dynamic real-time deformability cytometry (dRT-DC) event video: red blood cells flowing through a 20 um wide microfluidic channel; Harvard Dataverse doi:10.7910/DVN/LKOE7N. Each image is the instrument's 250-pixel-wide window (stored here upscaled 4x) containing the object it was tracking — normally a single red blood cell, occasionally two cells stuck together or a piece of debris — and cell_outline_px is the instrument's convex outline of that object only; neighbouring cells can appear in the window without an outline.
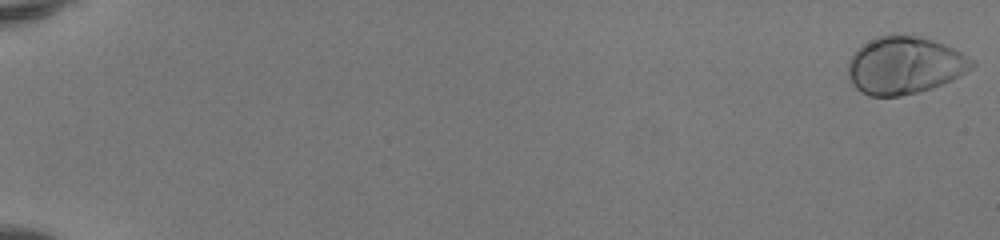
{"species": "human", "species_latin": "Homo sapiens", "temperature_condition": "room temperature", "stored_images_in_passage": 52, "camera_frame_rate_fps": 3000, "um_per_image_px": 0.085, "donor": {"sex": "female"}, "frame": {"image": 1, "passage_image": 1, "time_ms": 0.0, "image_size_px": [1000, 240], "cell_outline_px": [[976, 64], [972, 68], [952, 80], [932, 88], [900, 96], [868, 96], [860, 92], [852, 84], [848, 76], [848, 64], [856, 48], [876, 36], [892, 32], [916, 36], [932, 40], [944, 44], [976, 60]], "centroid_in_image_um": [76.87, 5.53], "position_along_channel_um": 8.1, "area_um2": 41.85}}
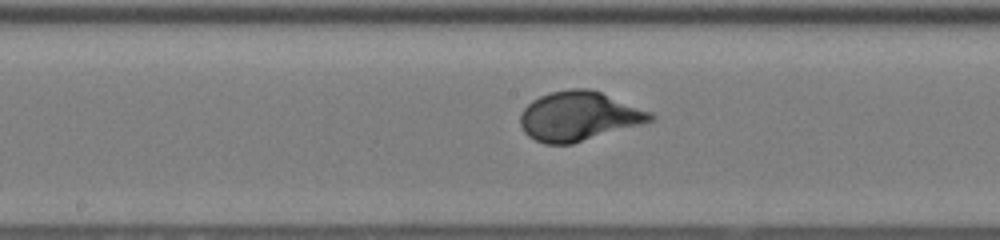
{"frame": {"image": 2, "passage_image": 30, "time_ms": 9.667, "image_size_px": [1000, 240], "cell_outline_px": [[656, 120], [572, 144], [544, 144], [528, 136], [524, 132], [520, 124], [520, 112], [532, 100], [540, 96], [552, 92], [572, 88], [588, 88], [600, 92], [652, 112], [656, 116]], "centroid_in_image_um": [49.2, 9.88], "position_along_channel_um": 199.0, "area_um2": 37.4}}
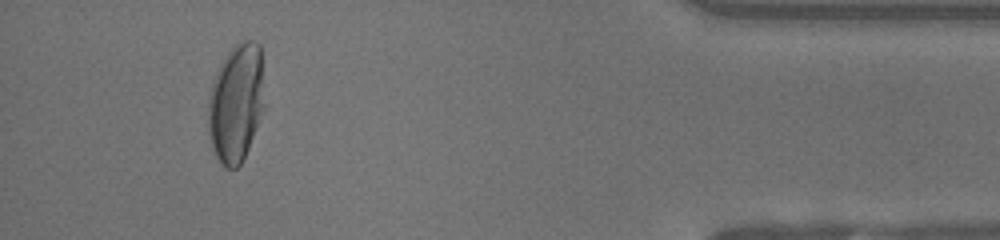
{"frame": {"image": 3, "passage_image": 49, "time_ms": 16.0, "image_size_px": [1000, 240], "cell_outline_px": [[264, 108], [248, 148], [240, 164], [236, 168], [224, 168], [216, 156], [212, 148], [208, 132], [208, 96], [216, 72], [220, 64], [228, 52], [236, 44], [244, 40], [252, 40], [260, 44], [264, 104]], "centroid_in_image_um": [20.05, 8.75], "position_along_channel_um": 415.2, "area_um2": 38.73}, "authors_computed_cell_mechanics": {"area_um2": 37.1076, "velocity_mm_per_s": 4.128, "shape_relaxation_time_tau1_ms": 2.8715, "shape_relaxation_time_tau2_ms": null, "deformation_change_tau1": 0.1933, "deformation_change_tau2": null}}